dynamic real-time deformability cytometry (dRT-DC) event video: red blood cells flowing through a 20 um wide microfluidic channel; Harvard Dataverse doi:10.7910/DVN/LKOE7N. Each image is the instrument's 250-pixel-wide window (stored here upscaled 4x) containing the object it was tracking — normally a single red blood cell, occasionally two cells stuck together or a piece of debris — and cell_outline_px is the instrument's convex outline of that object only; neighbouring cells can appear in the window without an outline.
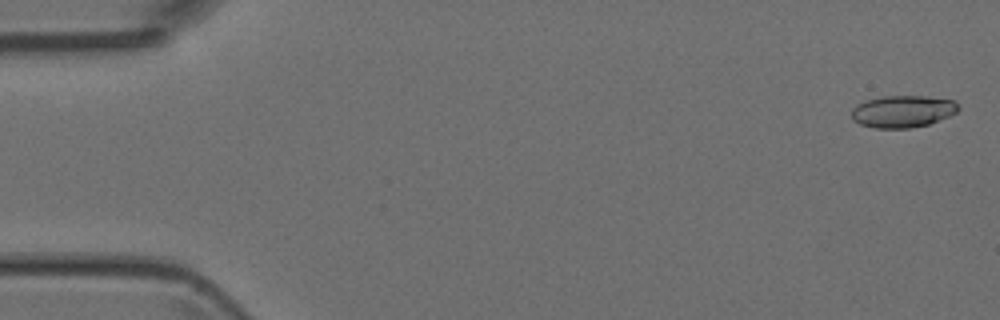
{"species": "Egyptian fruit bat (a non-hibernating species)", "species_latin": "Rousettus aegyptiacus", "temperature_condition": "room temperature", "stored_images_in_passage": 5, "camera_frame_rate_fps": 3000, "um_per_image_px": 0.085, "animal": {"sex": "female"}, "frame": {"image": 1, "passage_image": 1, "time_ms": 0.0, "image_size_px": [1000, 320], "cell_outline_px": [[960, 108], [956, 112], [948, 116], [928, 124], [908, 128], [876, 128], [860, 124], [852, 120], [852, 108], [856, 104], [864, 100], [884, 96], [924, 96], [956, 100]], "centroid_in_image_um": [76.71, 9.46], "position_along_channel_um": 8.3, "area_um2": 20.0}}